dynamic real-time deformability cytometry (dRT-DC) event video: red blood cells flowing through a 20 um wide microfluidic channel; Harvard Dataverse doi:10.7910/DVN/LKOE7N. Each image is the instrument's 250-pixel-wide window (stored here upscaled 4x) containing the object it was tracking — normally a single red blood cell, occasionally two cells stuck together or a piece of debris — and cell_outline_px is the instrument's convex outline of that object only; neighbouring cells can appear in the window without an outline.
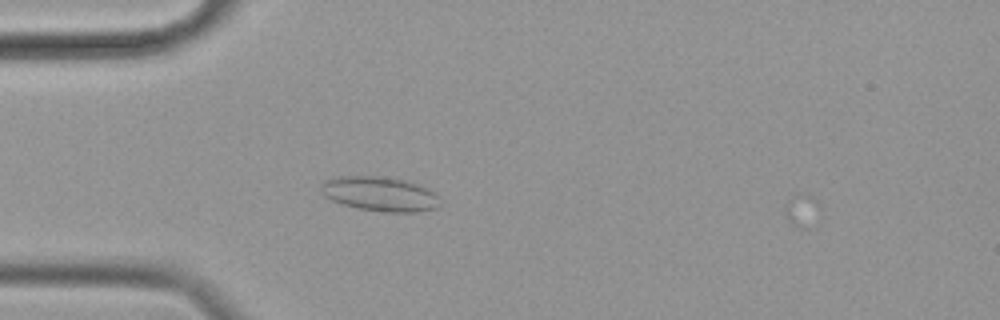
{"species": "common noctule bat (a hibernating species)", "species_latin": "Nyctalus noctula", "temperature_condition": "cold", "stored_images_in_passage": 2, "camera_frame_rate_fps": 3000, "um_per_image_px": 0.085, "animal": {"sex": "female", "body_mass_g": 19.9}, "frame": {"image": 1, "passage_image": 1, "time_ms": 0.0, "image_size_px": [1000, 320], "cell_outline_px": [[440, 204], [436, 208], [416, 212], [384, 212], [360, 208], [344, 204], [332, 200], [324, 196], [324, 180], [340, 176], [376, 176], [404, 180], [416, 184], [436, 192], [440, 196]], "centroid_in_image_um": [32.36, 16.49], "position_along_channel_um": 52.6, "area_um2": 23.58}}